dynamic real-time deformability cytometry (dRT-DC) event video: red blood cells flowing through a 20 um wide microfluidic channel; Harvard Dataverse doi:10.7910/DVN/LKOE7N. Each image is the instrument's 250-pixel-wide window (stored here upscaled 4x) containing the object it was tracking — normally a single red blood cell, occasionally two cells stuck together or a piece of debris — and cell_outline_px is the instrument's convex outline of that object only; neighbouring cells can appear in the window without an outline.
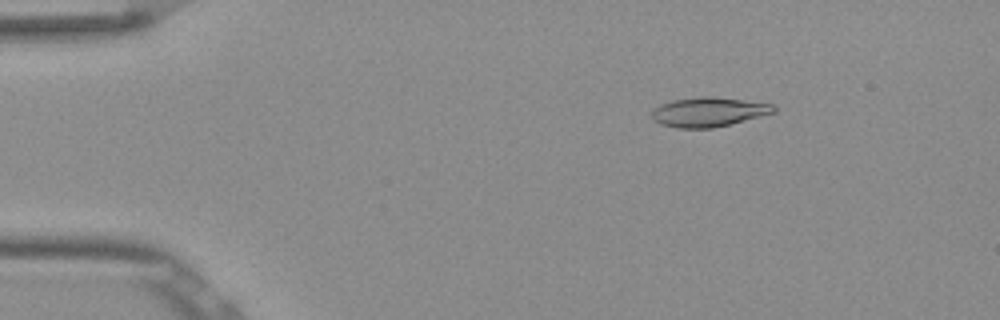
{"species": "Egyptian fruit bat (a non-hibernating species)", "species_latin": "Rousettus aegyptiacus", "temperature_condition": "room temperature", "stored_images_in_passage": 53, "camera_frame_rate_fps": 3000, "um_per_image_px": 0.085, "frame": {"image": 1, "passage_image": 8, "time_ms": 2.333, "image_size_px": [1000, 320], "cell_outline_px": [[776, 112], [712, 128], [676, 128], [660, 124], [652, 120], [652, 112], [660, 104], [672, 100], [700, 96], [708, 96], [744, 100], [772, 104], [776, 108]], "centroid_in_image_um": [60.19, 9.51], "position_along_channel_um": 24.8, "area_um2": 20.75}}
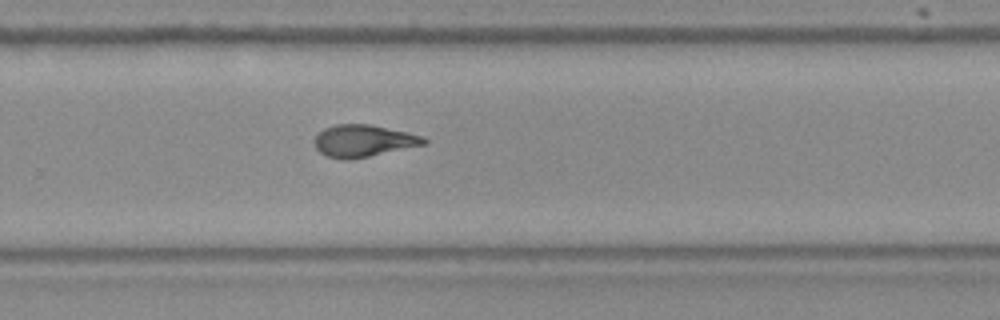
{"frame": {"image": 2, "passage_image": 35, "time_ms": 11.333, "image_size_px": [1000, 320], "cell_outline_px": [[428, 144], [348, 160], [344, 160], [328, 156], [320, 152], [316, 148], [316, 136], [324, 128], [336, 124], [368, 124], [408, 132], [424, 136], [428, 140]], "centroid_in_image_um": [30.94, 11.97], "position_along_channel_um": 298.9, "area_um2": 20.29}}
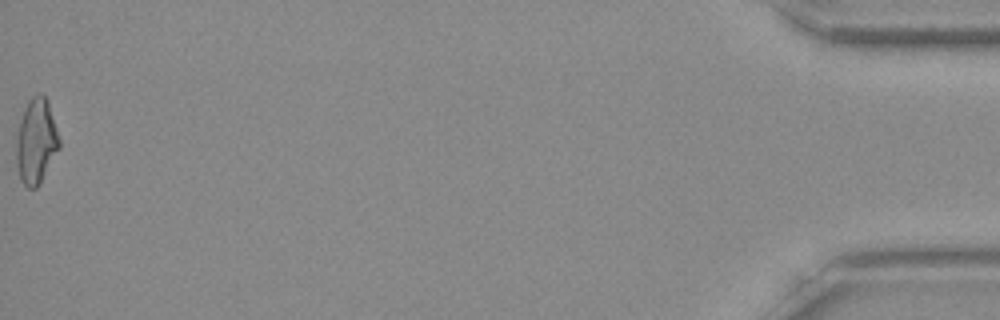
{"frame": {"image": 3, "passage_image": 53, "time_ms": 17.333, "image_size_px": [1000, 320], "cell_outline_px": [[60, 148], [40, 184], [36, 188], [28, 188], [20, 180], [16, 160], [16, 140], [20, 124], [28, 100], [32, 96], [40, 92], [48, 100], [60, 140]], "centroid_in_image_um": [3.09, 12.03], "position_along_channel_um": 432.1, "area_um2": 21.27}, "authors_computed_cell_mechanics": {"area_um2": 20.4612, "velocity_mm_per_s": 3.8559, "shape_relaxation_time_tau1_ms": null, "shape_relaxation_time_tau2_ms": 2.6341, "deformation_change_tau1": null, "deformation_change_tau2": 0.1001}}